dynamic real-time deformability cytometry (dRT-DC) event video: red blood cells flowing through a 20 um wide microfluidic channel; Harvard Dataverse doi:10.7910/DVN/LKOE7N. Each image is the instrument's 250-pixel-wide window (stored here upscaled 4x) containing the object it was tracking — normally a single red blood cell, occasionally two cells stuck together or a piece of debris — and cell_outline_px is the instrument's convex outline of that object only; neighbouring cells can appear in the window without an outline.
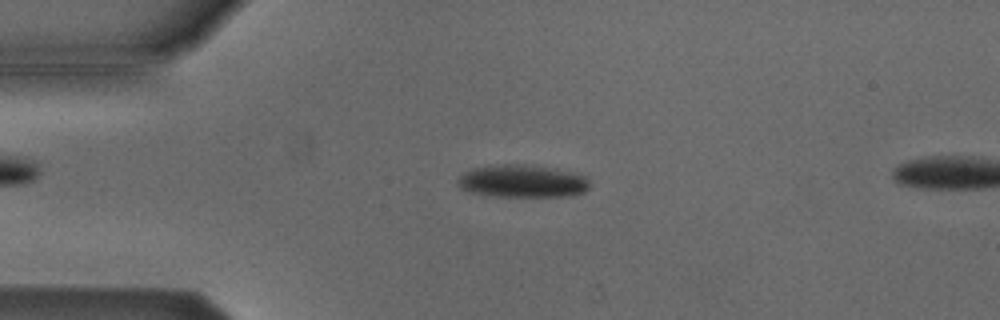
{"species": "Egyptian fruit bat (a non-hibernating species)", "species_latin": "Rousettus aegyptiacus", "temperature_condition": "cold", "stored_images_in_passage": 53, "camera_frame_rate_fps": 3000, "um_per_image_px": 0.085, "animal": {"sex": "male"}, "frame": {"image": 1, "passage_image": 12, "time_ms": 3.667, "image_size_px": [1000, 320], "cell_outline_px": [[588, 188], [584, 192], [572, 196], [496, 196], [472, 192], [460, 188], [456, 180], [464, 172], [472, 168], [504, 164], [524, 164], [556, 168], [584, 176], [588, 180]], "centroid_in_image_um": [44.39, 15.39], "position_along_channel_um": 40.6, "area_um2": 24.97}}
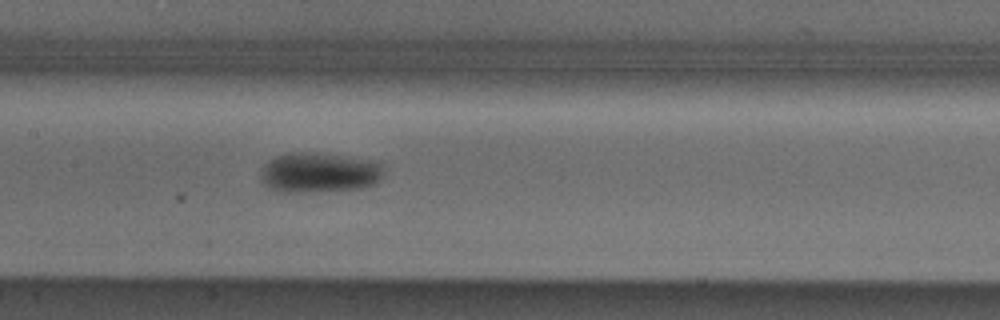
{"frame": {"image": 2, "passage_image": 25, "time_ms": 8.0, "image_size_px": [1000, 320], "cell_outline_px": [[384, 172], [380, 180], [376, 184], [364, 188], [292, 192], [280, 192], [264, 184], [260, 180], [260, 168], [268, 160], [276, 156], [288, 152], [312, 152], [372, 160], [384, 164]], "centroid_in_image_um": [27.13, 14.65], "position_along_channel_um": 180.3, "area_um2": 28.96}}
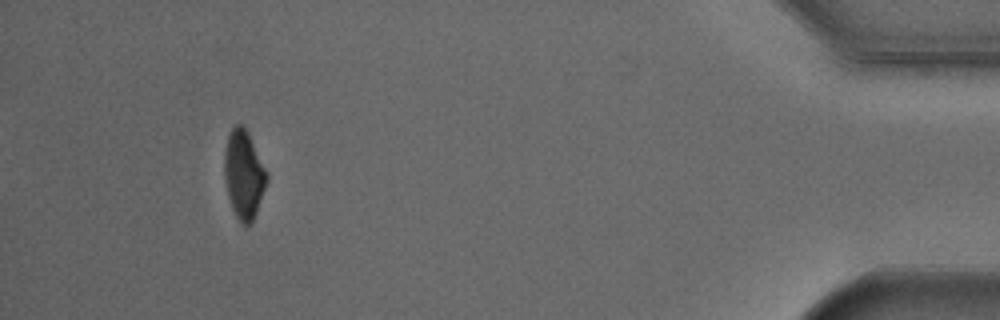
{"frame": {"image": 3, "passage_image": 49, "time_ms": 16.0, "image_size_px": [1000, 320], "cell_outline_px": [[268, 180], [256, 212], [252, 220], [244, 228], [236, 216], [232, 208], [228, 196], [224, 176], [224, 152], [228, 136], [232, 128], [236, 124], [244, 124], [268, 172]], "centroid_in_image_um": [20.72, 14.81], "position_along_channel_um": 414.5, "area_um2": 21.91}}